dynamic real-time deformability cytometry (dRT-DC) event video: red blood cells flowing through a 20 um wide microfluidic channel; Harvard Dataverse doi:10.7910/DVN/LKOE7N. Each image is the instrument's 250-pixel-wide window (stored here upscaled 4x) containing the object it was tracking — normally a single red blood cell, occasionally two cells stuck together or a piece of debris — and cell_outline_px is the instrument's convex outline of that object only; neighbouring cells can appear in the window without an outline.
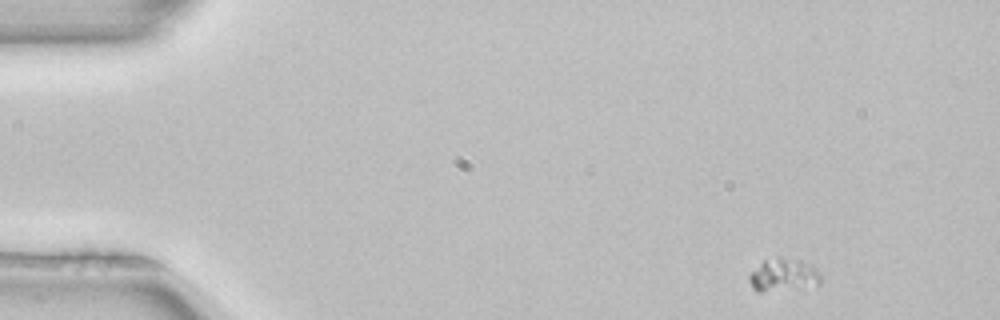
{"species": "common noctule bat (a hibernating species)", "species_latin": "Nyctalus noctula", "temperature_condition": "room temperature", "stored_images_in_passage": 48, "camera_frame_rate_fps": 3000, "um_per_image_px": 0.085, "animal": {"sex": "female", "body_mass_g": 22.7, "forearm_length_mm": 54.2}, "frame": {"image": 1, "passage_image": 1, "time_ms": 0.0, "image_size_px": [1000, 320], "cell_outline_px": [[820, 284], [796, 288], [760, 292], [756, 292], [752, 288], [748, 280], [748, 276], [764, 260], [780, 256], [800, 260], [816, 268], [820, 272]], "centroid_in_image_um": [66.57, 23.37], "position_along_channel_um": 18.4, "area_um2": 13.64}}
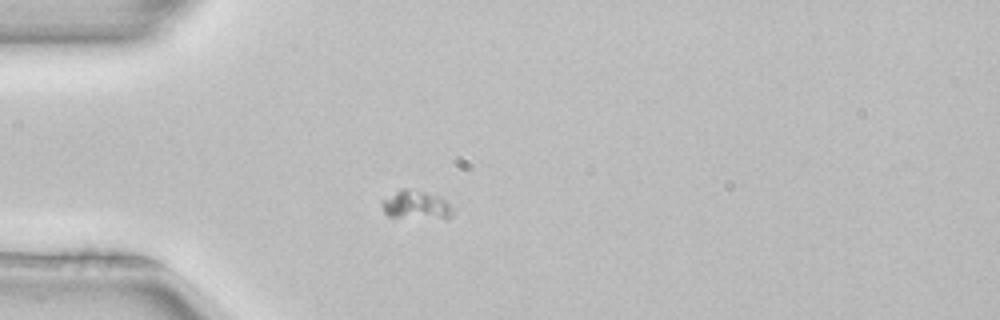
{"frame": {"image": 2, "passage_image": 10, "time_ms": 3.0, "image_size_px": [1000, 320], "cell_outline_px": [[452, 216], [448, 220], [444, 220], [388, 216], [384, 212], [380, 204], [380, 200], [404, 188], [408, 188], [424, 192], [436, 196], [444, 200], [448, 204], [452, 212]], "centroid_in_image_um": [35.34, 17.47], "position_along_channel_um": 49.7, "area_um2": 11.91}}
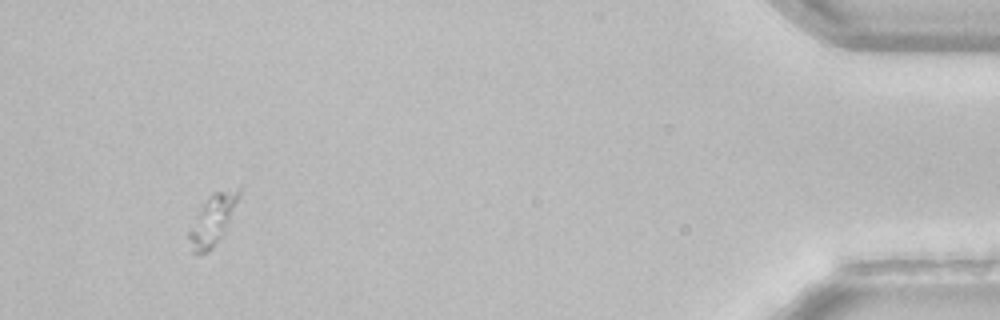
{"frame": {"image": 3, "passage_image": 45, "time_ms": 14.667, "image_size_px": [1000, 320], "cell_outline_px": [[240, 192], [224, 232], [212, 248], [208, 252], [192, 252], [188, 236], [188, 232], [200, 208], [208, 196], [212, 192]], "centroid_in_image_um": [17.99, 18.76], "position_along_channel_um": 417.2, "area_um2": 13.53}}